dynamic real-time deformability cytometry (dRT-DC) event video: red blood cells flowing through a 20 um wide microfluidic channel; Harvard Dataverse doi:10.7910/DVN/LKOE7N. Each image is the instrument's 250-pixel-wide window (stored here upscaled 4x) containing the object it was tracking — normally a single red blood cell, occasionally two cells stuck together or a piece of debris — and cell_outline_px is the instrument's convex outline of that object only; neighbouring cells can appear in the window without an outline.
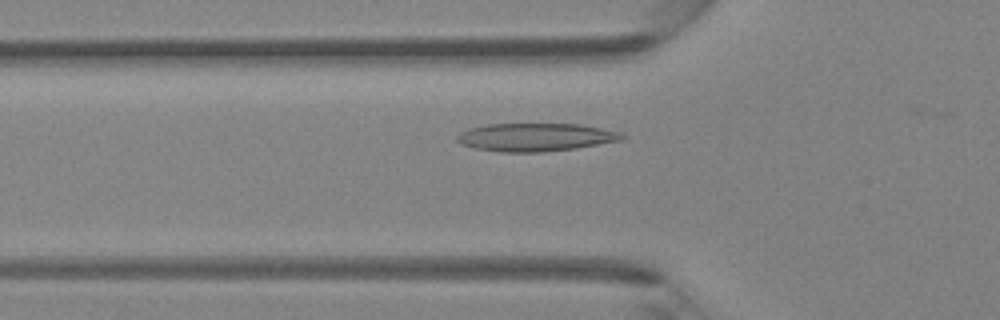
{"species": "Egyptian fruit bat (a non-hibernating species)", "species_latin": "Rousettus aegyptiacus", "temperature_condition": "room temperature", "stored_images_in_passage": 42, "camera_frame_rate_fps": 3000, "um_per_image_px": 0.085, "animal": {"sex": "female"}, "frame": {"image": 1, "passage_image": 11, "time_ms": 3.333, "image_size_px": [1000, 320], "cell_outline_px": [[628, 136], [624, 140], [576, 148], [544, 152], [500, 152], [476, 148], [460, 144], [456, 140], [456, 136], [460, 132], [468, 128], [488, 124], [580, 124], [620, 132]], "centroid_in_image_um": [45.53, 11.66], "position_along_channel_um": 80.3, "area_um2": 27.17}}
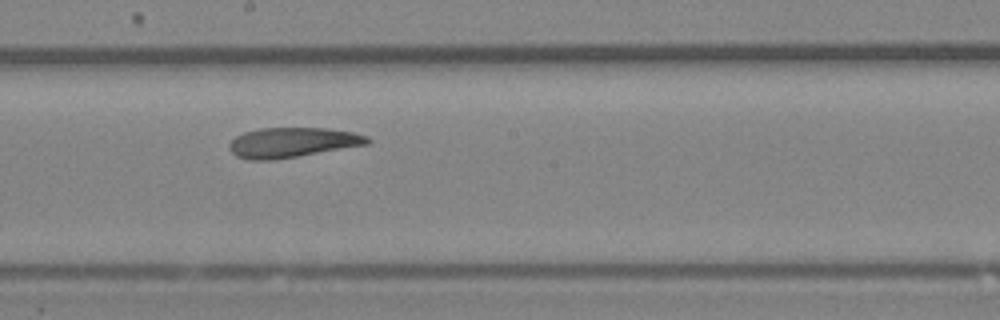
{"frame": {"image": 2, "passage_image": 21, "time_ms": 6.667, "image_size_px": [1000, 320], "cell_outline_px": [[372, 140], [368, 144], [272, 160], [248, 160], [236, 156], [228, 148], [228, 144], [236, 136], [244, 132], [260, 128], [328, 128], [352, 132], [368, 136]], "centroid_in_image_um": [24.82, 12.1], "position_along_channel_um": 223.4, "area_um2": 23.99}}
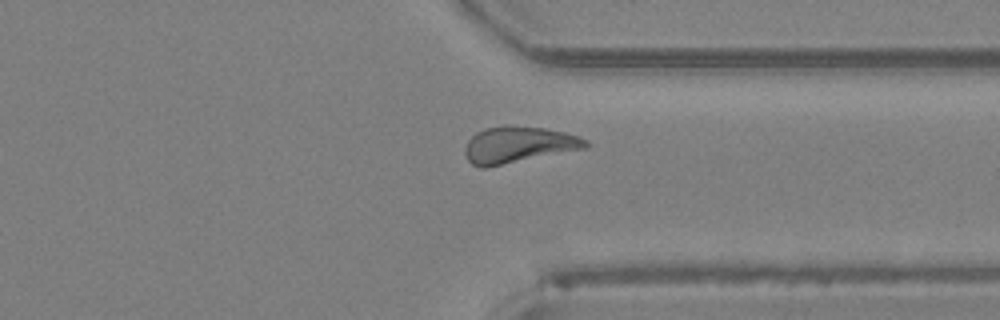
{"frame": {"image": 3, "passage_image": 31, "time_ms": 10.0, "image_size_px": [1000, 320], "cell_outline_px": [[588, 148], [488, 168], [480, 168], [472, 164], [468, 160], [464, 152], [464, 148], [468, 140], [476, 132], [484, 128], [504, 124], [508, 124], [544, 128], [564, 132], [588, 140]], "centroid_in_image_um": [44.04, 12.31], "position_along_channel_um": 367.4, "area_um2": 26.18}, "authors_computed_cell_mechanics": {"area_um2": 24.9118, "velocity_mm_per_s": 4.2995, "shape_relaxation_time_tau1_ms": null, "shape_relaxation_time_tau2_ms": 3.8365, "deformation_change_tau1": null, "deformation_change_tau2": 0.0969}}